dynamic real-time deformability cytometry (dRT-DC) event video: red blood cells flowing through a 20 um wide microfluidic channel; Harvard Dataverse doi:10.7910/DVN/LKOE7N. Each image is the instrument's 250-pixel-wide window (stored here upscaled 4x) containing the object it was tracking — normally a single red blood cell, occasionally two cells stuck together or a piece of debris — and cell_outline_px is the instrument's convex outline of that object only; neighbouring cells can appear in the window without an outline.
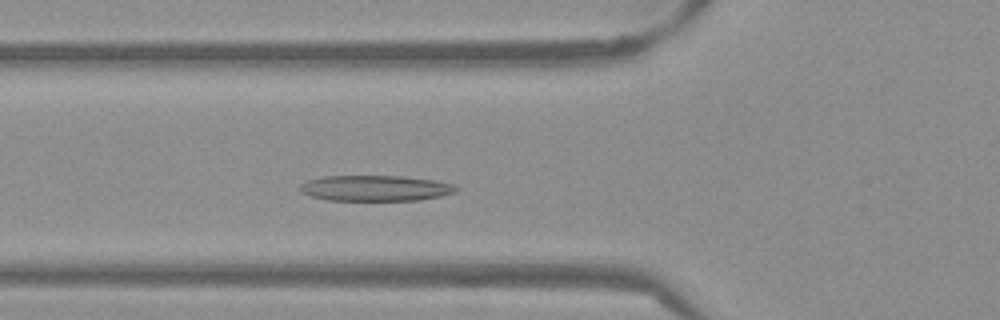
{"species": "Egyptian fruit bat (a non-hibernating species)", "species_latin": "Rousettus aegyptiacus", "temperature_condition": "warm", "stored_images_in_passage": 48, "camera_frame_rate_fps": 3000, "um_per_image_px": 0.085, "frame": {"image": 1, "passage_image": 14, "time_ms": 4.333, "image_size_px": [1000, 320], "cell_outline_px": [[460, 188], [456, 192], [440, 196], [420, 200], [328, 200], [312, 196], [300, 192], [300, 184], [308, 180], [324, 176], [400, 176], [432, 180], [452, 184]], "centroid_in_image_um": [31.9, 15.99], "position_along_channel_um": 93.9, "area_um2": 23.24}}
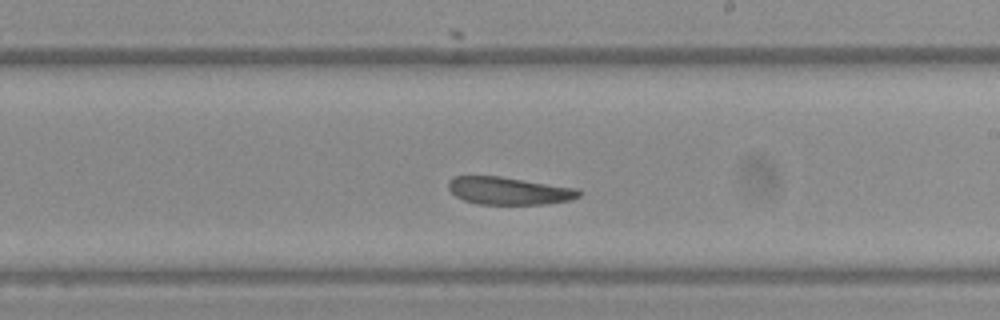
{"frame": {"image": 2, "passage_image": 26, "time_ms": 8.333, "image_size_px": [1000, 320], "cell_outline_px": [[580, 196], [568, 200], [544, 204], [480, 204], [464, 200], [456, 196], [448, 188], [448, 180], [452, 176], [500, 176], [580, 188]], "centroid_in_image_um": [43.26, 16.2], "position_along_channel_um": 245.7, "area_um2": 21.04}}
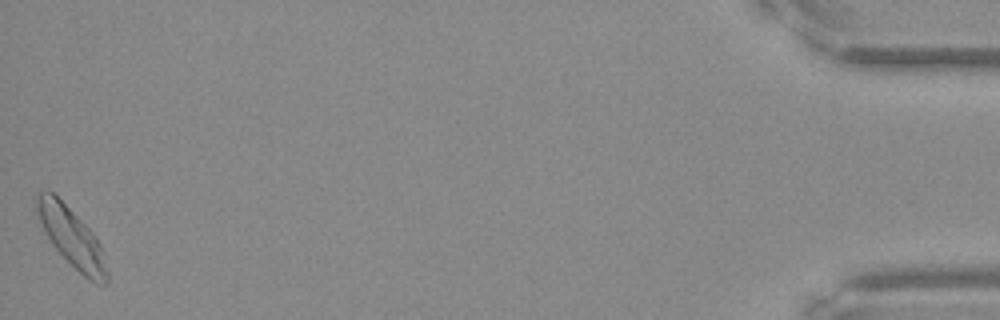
{"frame": {"image": 3, "passage_image": 48, "time_ms": 15.667, "image_size_px": [1000, 320], "cell_outline_px": [[108, 284], [96, 284], [88, 280], [52, 244], [44, 232], [36, 212], [32, 200], [32, 196], [36, 192], [52, 192], [96, 236], [100, 244], [108, 272]], "centroid_in_image_um": [6.05, 20.16], "position_along_channel_um": 429.2, "area_um2": 23.93}, "authors_computed_cell_mechanics": {"area_um2": 22.5998, "velocity_mm_per_s": 3.7884, "shape_relaxation_time_tau1_ms": 7.8558, "shape_relaxation_time_tau2_ms": null, "deformation_change_tau1": 0.1932, "deformation_change_tau2": null}}